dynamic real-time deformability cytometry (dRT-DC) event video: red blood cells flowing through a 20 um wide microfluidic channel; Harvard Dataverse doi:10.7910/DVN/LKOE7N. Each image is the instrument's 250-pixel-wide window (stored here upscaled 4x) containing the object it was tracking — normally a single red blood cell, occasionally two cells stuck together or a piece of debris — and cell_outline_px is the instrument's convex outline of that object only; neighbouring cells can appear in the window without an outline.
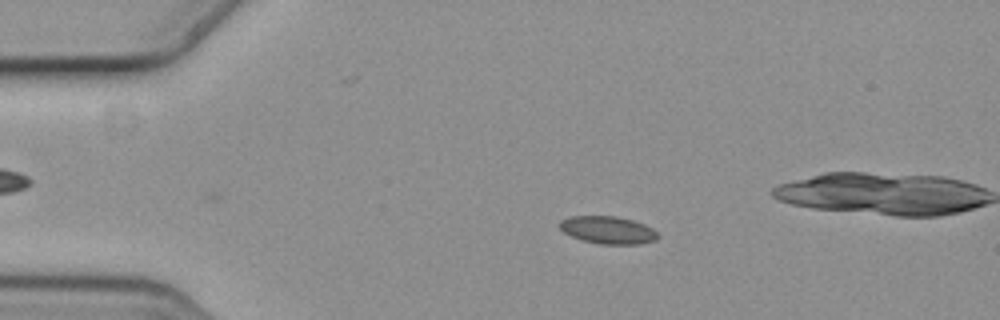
{"species": "common noctule bat (a hibernating species)", "species_latin": "Nyctalus noctula", "temperature_condition": "cold", "stored_images_in_passage": 5, "camera_frame_rate_fps": 3000, "um_per_image_px": 0.085, "animal": {"sex": "female", "body_mass_g": 19.3, "forearm_length_mm": 54.1}, "frame": {"image": 1, "passage_image": 3, "time_ms": 0.667, "image_size_px": [1000, 320], "cell_outline_px": [[660, 236], [656, 240], [640, 244], [600, 244], [584, 240], [572, 236], [564, 232], [556, 224], [560, 220], [572, 216], [616, 216], [632, 220], [644, 224], [652, 228]], "centroid_in_image_um": [51.67, 19.55], "position_along_channel_um": 33.3, "area_um2": 15.78}}